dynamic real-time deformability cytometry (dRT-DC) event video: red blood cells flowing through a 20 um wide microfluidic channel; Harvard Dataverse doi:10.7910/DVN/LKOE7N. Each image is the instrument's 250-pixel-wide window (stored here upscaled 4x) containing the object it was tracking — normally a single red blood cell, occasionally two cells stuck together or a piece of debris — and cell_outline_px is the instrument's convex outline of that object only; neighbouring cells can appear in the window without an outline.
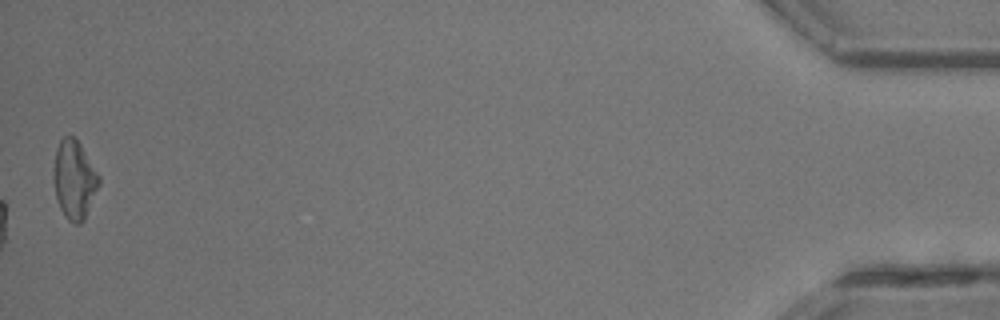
{"species": "common noctule bat (a hibernating species)", "species_latin": "Nyctalus noctula", "temperature_condition": "room temperature", "stored_images_in_passage": 26, "camera_frame_rate_fps": 3000, "um_per_image_px": 0.085, "animal": {"sex": "male", "body_mass_g": 13.3}, "frame": {"image": 1, "passage_image": 26, "time_ms": 8.333, "image_size_px": [1000, 320], "cell_outline_px": [[100, 184], [84, 220], [80, 224], [76, 224], [68, 220], [64, 216], [60, 208], [56, 196], [52, 176], [52, 172], [56, 148], [60, 140], [64, 136], [72, 136], [80, 144], [100, 176]], "centroid_in_image_um": [6.3, 15.28], "position_along_channel_um": 428.9, "area_um2": 20.87}}